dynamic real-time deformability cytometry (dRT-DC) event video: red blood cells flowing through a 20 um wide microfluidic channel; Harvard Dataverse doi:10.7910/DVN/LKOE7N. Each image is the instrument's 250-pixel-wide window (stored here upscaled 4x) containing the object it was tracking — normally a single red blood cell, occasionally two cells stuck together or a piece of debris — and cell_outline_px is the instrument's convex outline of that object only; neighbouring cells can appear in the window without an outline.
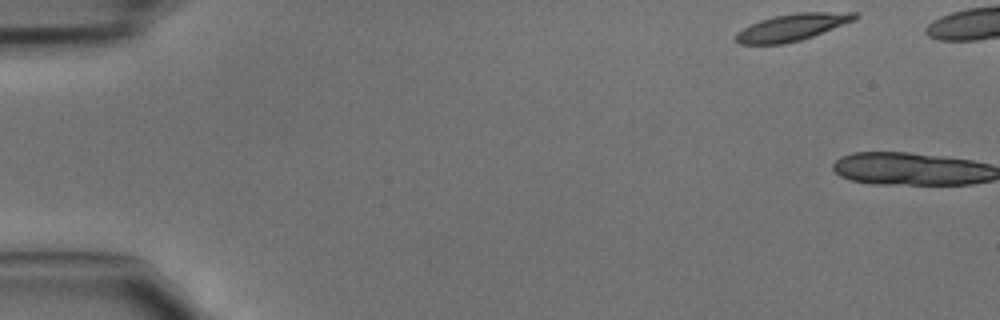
{"species": "common noctule bat (a hibernating species)", "species_latin": "Nyctalus noctula", "temperature_condition": "cold", "stored_images_in_passage": 2, "camera_frame_rate_fps": 3000, "um_per_image_px": 0.085, "animal": {"sex": "male", "body_mass_g": 15.6}, "frame": {"image": 1, "passage_image": 1, "time_ms": 0.0, "image_size_px": [1000, 320], "cell_outline_px": [[860, 16], [856, 20], [812, 36], [800, 40], [784, 44], [740, 44], [736, 40], [736, 32], [760, 20], [776, 16], [796, 12], [856, 12]], "centroid_in_image_um": [67.38, 2.31], "position_along_channel_um": 17.6, "area_um2": 18.55}}